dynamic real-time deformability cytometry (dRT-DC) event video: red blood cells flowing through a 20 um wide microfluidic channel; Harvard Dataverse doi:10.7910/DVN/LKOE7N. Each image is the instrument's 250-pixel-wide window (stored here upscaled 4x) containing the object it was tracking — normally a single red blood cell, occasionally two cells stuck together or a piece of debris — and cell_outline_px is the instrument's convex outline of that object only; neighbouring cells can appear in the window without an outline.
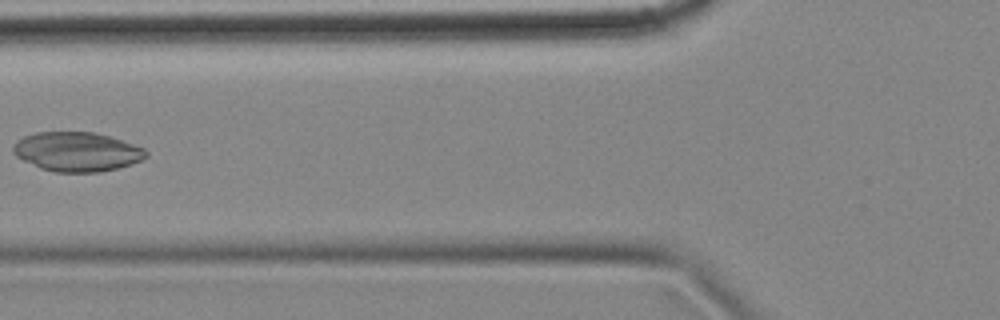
{"species": "common noctule bat (a hibernating species)", "species_latin": "Nyctalus noctula", "temperature_condition": "cold", "stored_images_in_passage": 9, "camera_frame_rate_fps": 3000, "um_per_image_px": 0.085, "animal": {"sex": "female", "body_mass_g": 18.4}, "frame": {"image": 1, "passage_image": 4, "time_ms": 1.0, "image_size_px": [1000, 320], "cell_outline_px": [[148, 156], [144, 160], [132, 164], [100, 172], [56, 172], [40, 168], [16, 156], [12, 152], [12, 148], [16, 140], [24, 136], [36, 132], [92, 132], [108, 136], [144, 148], [148, 152]], "centroid_in_image_um": [6.54, 12.9], "position_along_channel_um": 119.3, "area_um2": 30.4}}
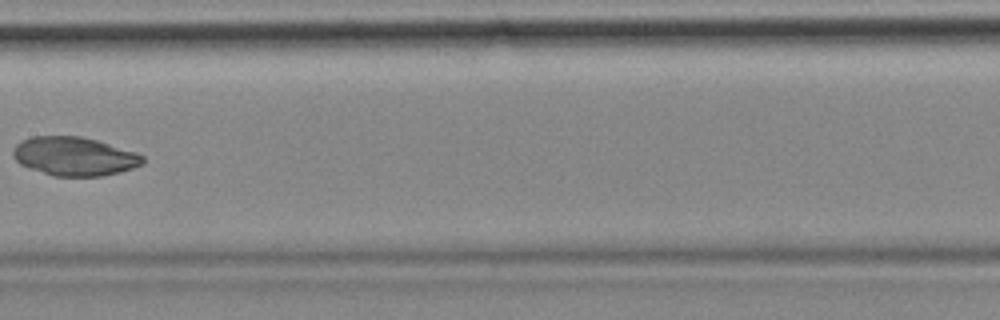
{"frame": {"image": 2, "passage_image": 6, "time_ms": 1.667, "image_size_px": [1000, 320], "cell_outline_px": [[144, 160], [140, 164], [132, 168], [120, 172], [104, 176], [52, 176], [20, 164], [12, 156], [12, 152], [16, 144], [20, 140], [32, 136], [80, 136], [96, 140], [136, 152], [144, 156]], "centroid_in_image_um": [6.29, 13.28], "position_along_channel_um": 201.1, "area_um2": 29.25}}